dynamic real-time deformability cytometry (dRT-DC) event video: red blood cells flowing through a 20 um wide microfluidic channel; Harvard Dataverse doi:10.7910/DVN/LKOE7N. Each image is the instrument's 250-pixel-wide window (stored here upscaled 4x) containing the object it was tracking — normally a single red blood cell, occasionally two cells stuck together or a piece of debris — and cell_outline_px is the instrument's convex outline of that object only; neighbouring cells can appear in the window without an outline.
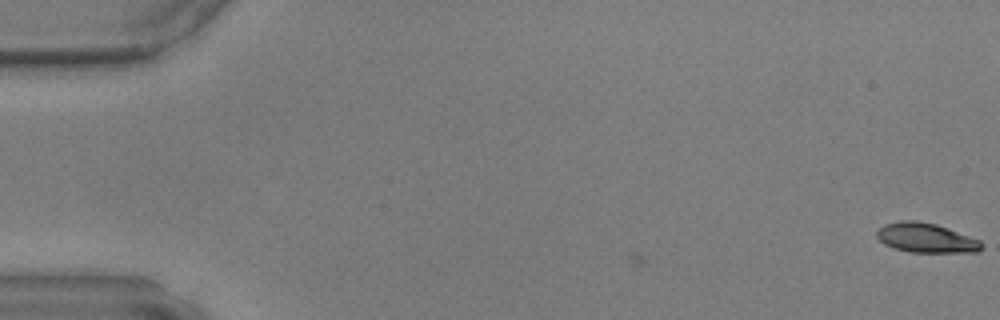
{"species": "common noctule bat (a hibernating species)", "species_latin": "Nyctalus noctula", "temperature_condition": "warm", "stored_images_in_passage": 4, "camera_frame_rate_fps": 3000, "um_per_image_px": 0.085, "animal": {"sex": "male", "body_mass_g": 17.9, "forearm_length_mm": 54.2}, "frame": {"image": 1, "passage_image": 4, "time_ms": 1.0, "image_size_px": [1000, 320], "cell_outline_px": [[984, 244], [976, 252], [908, 252], [884, 244], [876, 236], [876, 232], [884, 224], [900, 220], [916, 220], [936, 224], [948, 228], [980, 240]], "centroid_in_image_um": [78.7, 20.21], "position_along_channel_um": 6.3, "area_um2": 17.98}}